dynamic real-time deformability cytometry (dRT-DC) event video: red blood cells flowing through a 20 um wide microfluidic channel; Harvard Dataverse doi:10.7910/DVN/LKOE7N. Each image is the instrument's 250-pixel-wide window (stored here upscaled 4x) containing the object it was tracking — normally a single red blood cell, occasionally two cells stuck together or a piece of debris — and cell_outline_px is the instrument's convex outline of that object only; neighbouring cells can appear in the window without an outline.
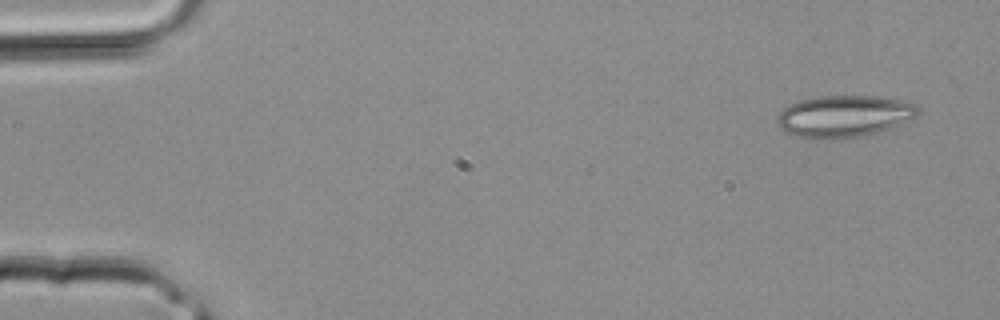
{"species": "common noctule bat (a hibernating species)", "species_latin": "Nyctalus noctula", "temperature_condition": "room temperature", "stored_images_in_passage": 4, "camera_frame_rate_fps": 3000, "um_per_image_px": 0.085, "animal": {"sex": "male", "body_mass_g": 20.4}, "frame": {"image": 1, "passage_image": 1, "time_ms": 0.0, "image_size_px": [1000, 320], "cell_outline_px": [[920, 112], [916, 116], [888, 128], [864, 136], [812, 140], [796, 136], [784, 132], [776, 124], [776, 116], [788, 104], [800, 100], [820, 96], [884, 96], [912, 100], [920, 104]], "centroid_in_image_um": [71.76, 9.86], "position_along_channel_um": 13.2, "area_um2": 35.03}}